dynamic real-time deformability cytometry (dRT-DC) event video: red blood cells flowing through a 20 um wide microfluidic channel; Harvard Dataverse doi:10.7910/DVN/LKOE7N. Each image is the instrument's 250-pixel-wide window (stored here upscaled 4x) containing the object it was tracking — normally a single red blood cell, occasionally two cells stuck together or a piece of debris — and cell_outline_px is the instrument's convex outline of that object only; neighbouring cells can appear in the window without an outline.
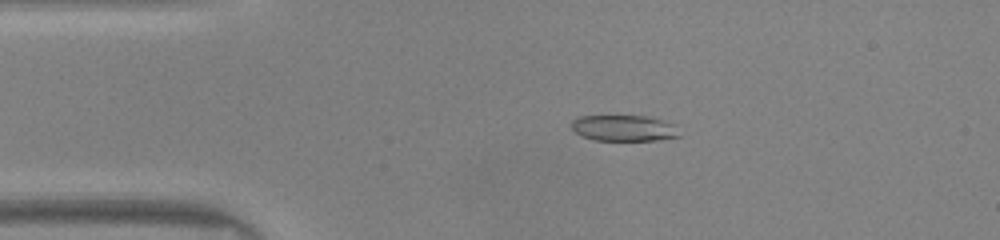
{"species": "common noctule bat (a hibernating species)", "species_latin": "Nyctalus noctula", "temperature_condition": "warm", "stored_images_in_passage": 40, "camera_frame_rate_fps": 3000, "um_per_image_px": 0.085, "animal": {"sex": "male", "body_mass_g": 20.0, "forearm_length_mm": 53.3}, "frame": {"image": 1, "passage_image": 1, "time_ms": 0.0, "image_size_px": [1000, 240], "cell_outline_px": [[680, 136], [656, 140], [596, 140], [584, 136], [576, 132], [572, 128], [572, 120], [576, 116], [648, 116], [672, 124]], "centroid_in_image_um": [52.98, 10.88], "position_along_channel_um": 32.0, "area_um2": 16.01}}
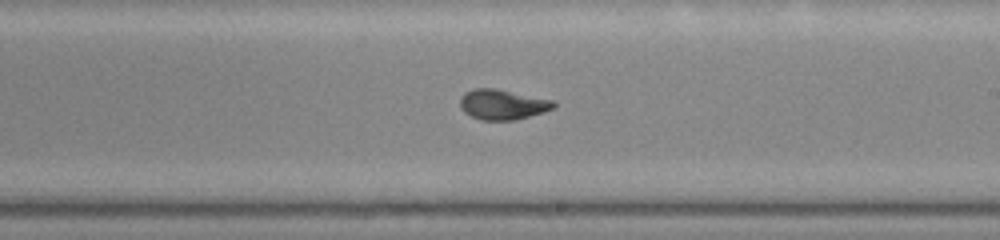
{"frame": {"image": 2, "passage_image": 19, "time_ms": 6.0, "image_size_px": [1000, 240], "cell_outline_px": [[556, 104], [552, 108], [544, 112], [516, 120], [480, 120], [464, 112], [460, 108], [460, 96], [464, 92], [472, 88], [492, 88], [552, 100]], "centroid_in_image_um": [42.66, 8.89], "position_along_channel_um": 246.3, "area_um2": 16.36}}
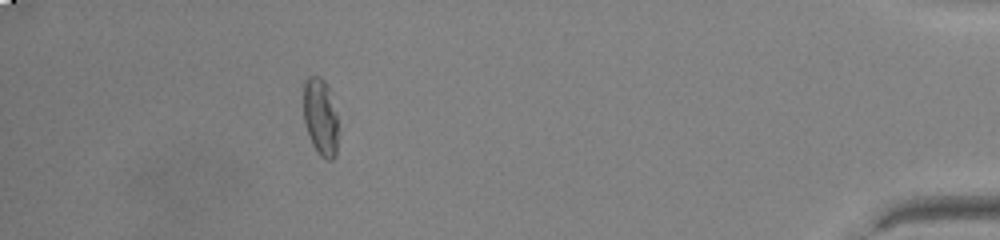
{"frame": {"image": 3, "passage_image": 35, "time_ms": 11.333, "image_size_px": [1000, 240], "cell_outline_px": [[336, 156], [332, 160], [324, 160], [316, 152], [312, 144], [304, 120], [304, 80], [308, 76], [320, 76], [328, 84], [336, 112]], "centroid_in_image_um": [27.23, 9.93], "position_along_channel_um": 408.0, "area_um2": 15.61}, "authors_computed_cell_mechanics": {"area_um2": 16.3574, "velocity_mm_per_s": 4.1659, "shape_relaxation_time_tau1_ms": 3.2416, "shape_relaxation_time_tau2_ms": 1.4184, "deformation_change_tau1": 0.1614, "deformation_change_tau2": 0.0522}}